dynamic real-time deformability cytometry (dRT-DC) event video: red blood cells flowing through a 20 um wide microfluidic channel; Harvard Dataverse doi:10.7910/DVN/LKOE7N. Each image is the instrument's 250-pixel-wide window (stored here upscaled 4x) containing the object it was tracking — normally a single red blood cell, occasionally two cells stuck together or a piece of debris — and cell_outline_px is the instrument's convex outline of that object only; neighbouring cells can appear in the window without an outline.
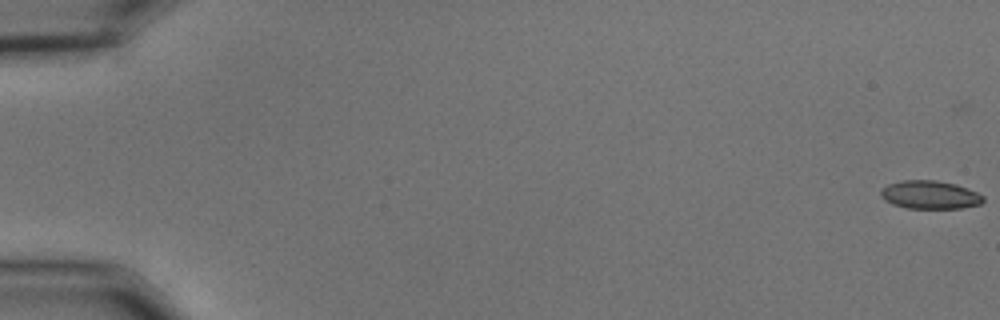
{"species": "common noctule bat (a hibernating species)", "species_latin": "Nyctalus noctula", "temperature_condition": "cold", "stored_images_in_passage": 15, "camera_frame_rate_fps": 3000, "um_per_image_px": 0.085, "animal": {"sex": "male", "body_mass_g": 15.6}, "frame": {"image": 1, "passage_image": 1, "time_ms": 0.0, "image_size_px": [1000, 320], "cell_outline_px": [[984, 200], [980, 204], [964, 208], [908, 208], [892, 204], [884, 200], [880, 196], [880, 188], [888, 184], [900, 180], [936, 180], [956, 184], [968, 188], [984, 196]], "centroid_in_image_um": [79.02, 16.55], "position_along_channel_um": 6.0, "area_um2": 17.05}}